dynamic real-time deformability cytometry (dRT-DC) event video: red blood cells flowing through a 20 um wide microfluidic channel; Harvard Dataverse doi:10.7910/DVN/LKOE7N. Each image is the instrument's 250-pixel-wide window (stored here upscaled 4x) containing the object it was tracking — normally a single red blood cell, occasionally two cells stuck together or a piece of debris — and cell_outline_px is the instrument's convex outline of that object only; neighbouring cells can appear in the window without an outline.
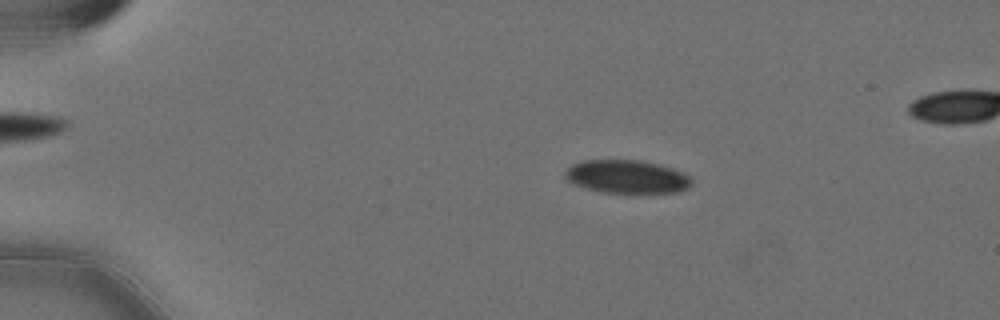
{"species": "Egyptian fruit bat (a non-hibernating species)", "species_latin": "Rousettus aegyptiacus", "temperature_condition": "cold", "stored_images_in_passage": 57, "camera_frame_rate_fps": 3000, "um_per_image_px": 0.085, "animal": {"sex": "female"}, "frame": {"image": 1, "passage_image": 11, "time_ms": 3.333, "image_size_px": [1000, 320], "cell_outline_px": [[692, 184], [688, 188], [676, 192], [604, 192], [572, 184], [564, 176], [564, 172], [572, 164], [584, 160], [640, 160], [672, 168], [684, 172], [692, 180]], "centroid_in_image_um": [53.28, 15.01], "position_along_channel_um": 31.7, "area_um2": 24.28}}
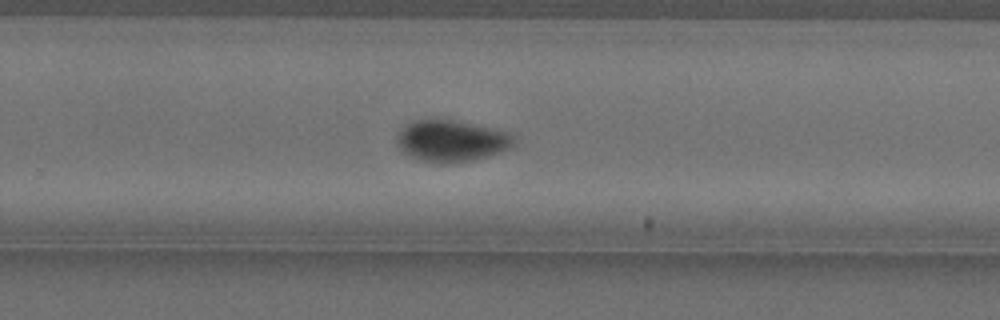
{"frame": {"image": 2, "passage_image": 38, "time_ms": 12.333, "image_size_px": [1000, 320], "cell_outline_px": [[516, 144], [512, 148], [488, 156], [472, 160], [420, 160], [404, 152], [396, 144], [396, 136], [404, 124], [412, 120], [456, 120], [512, 132], [516, 140]], "centroid_in_image_um": [38.42, 11.92], "position_along_channel_um": 291.4, "area_um2": 27.92}}
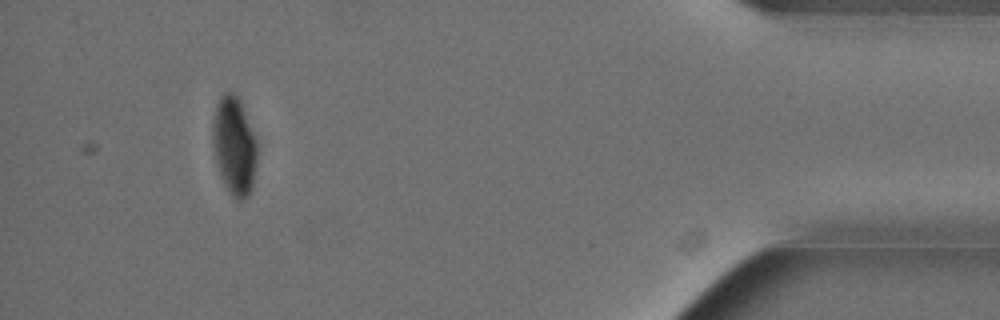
{"frame": {"image": 3, "passage_image": 53, "time_ms": 17.333, "image_size_px": [1000, 320], "cell_outline_px": [[256, 160], [252, 188], [248, 196], [244, 200], [236, 200], [232, 196], [224, 184], [216, 164], [212, 144], [212, 124], [216, 104], [220, 96], [224, 92], [232, 92], [240, 96], [256, 136]], "centroid_in_image_um": [19.91, 12.34], "position_along_channel_um": 415.3, "area_um2": 26.01}}